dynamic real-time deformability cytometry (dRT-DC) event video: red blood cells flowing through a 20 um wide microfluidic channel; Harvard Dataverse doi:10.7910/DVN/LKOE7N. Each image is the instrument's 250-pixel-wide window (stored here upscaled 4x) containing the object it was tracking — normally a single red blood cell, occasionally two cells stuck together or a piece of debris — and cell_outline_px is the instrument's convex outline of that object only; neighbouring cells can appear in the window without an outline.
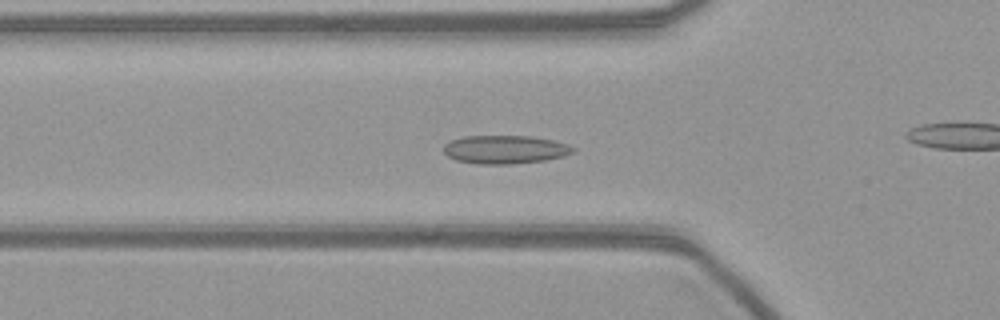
{"species": "common noctule bat (a hibernating species)", "species_latin": "Nyctalus noctula", "temperature_condition": "warm", "stored_images_in_passage": 56, "camera_frame_rate_fps": 3000, "um_per_image_px": 0.085, "animal": {"sex": "female", "body_mass_g": 21.9}, "frame": {"image": 1, "passage_image": 18, "time_ms": 5.667, "image_size_px": [1000, 320], "cell_outline_px": [[576, 152], [564, 156], [544, 160], [512, 164], [476, 164], [456, 160], [448, 156], [444, 152], [444, 144], [452, 140], [464, 136], [532, 136], [552, 140], [568, 144], [576, 148]], "centroid_in_image_um": [42.95, 12.71], "position_along_channel_um": 82.8, "area_um2": 21.5}}
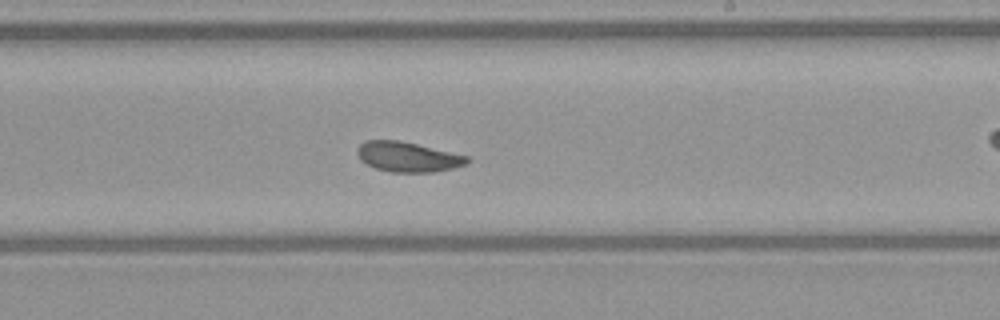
{"frame": {"image": 2, "passage_image": 32, "time_ms": 10.333, "image_size_px": [1000, 320], "cell_outline_px": [[468, 164], [452, 168], [432, 172], [388, 172], [376, 168], [360, 160], [356, 152], [356, 148], [364, 140], [396, 140], [416, 144], [468, 156]], "centroid_in_image_um": [34.62, 13.33], "position_along_channel_um": 254.4, "area_um2": 19.07}}
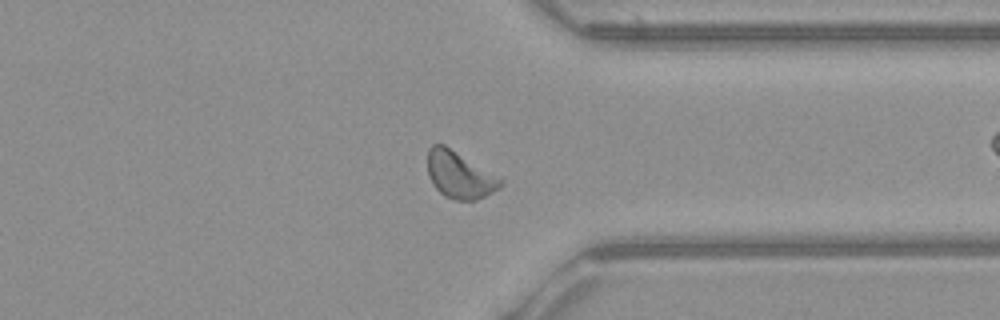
{"frame": {"image": 3, "passage_image": 42, "time_ms": 13.667, "image_size_px": [1000, 320], "cell_outline_px": [[504, 184], [500, 188], [476, 200], [456, 200], [444, 196], [432, 184], [428, 172], [428, 148], [432, 144], [444, 144], [504, 180]], "centroid_in_image_um": [39.06, 14.87], "position_along_channel_um": 372.3, "area_um2": 19.77}}